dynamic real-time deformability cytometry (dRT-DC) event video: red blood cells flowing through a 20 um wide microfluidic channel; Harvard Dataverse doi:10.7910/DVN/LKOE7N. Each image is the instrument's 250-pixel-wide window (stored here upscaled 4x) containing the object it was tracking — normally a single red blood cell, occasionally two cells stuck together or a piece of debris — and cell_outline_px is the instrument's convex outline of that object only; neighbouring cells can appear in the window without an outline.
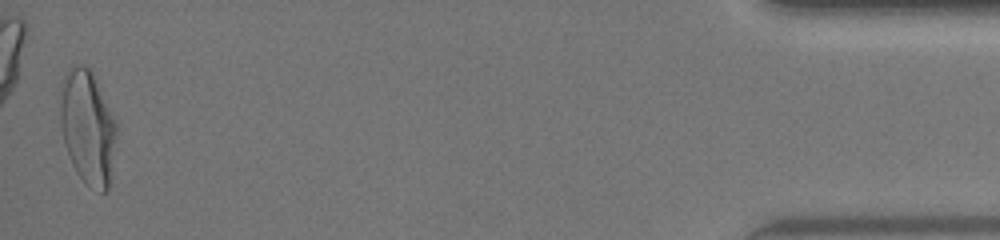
{"species": "human", "species_latin": "Homo sapiens", "temperature_condition": "warm", "stored_images_in_passage": 37, "camera_frame_rate_fps": 3000, "um_per_image_px": 0.085, "donor": {"sex": "female"}, "frame": {"image": 1, "passage_image": 37, "time_ms": 12.0, "image_size_px": [1000, 240], "cell_outline_px": [[116, 132], [108, 192], [100, 192], [88, 184], [76, 172], [72, 164], [64, 144], [60, 120], [60, 104], [64, 76], [72, 68], [80, 64], [84, 64], [92, 72], [116, 120]], "centroid_in_image_um": [7.45, 10.83], "position_along_channel_um": 427.7, "area_um2": 36.76}, "authors_computed_cell_mechanics": {"area_um2": 31.501, "velocity_mm_per_s": 4.1604, "shape_relaxation_time_tau1_ms": 4.0147, "shape_relaxation_time_tau2_ms": null, "deformation_change_tau1": 0.2228, "deformation_change_tau2": null}}